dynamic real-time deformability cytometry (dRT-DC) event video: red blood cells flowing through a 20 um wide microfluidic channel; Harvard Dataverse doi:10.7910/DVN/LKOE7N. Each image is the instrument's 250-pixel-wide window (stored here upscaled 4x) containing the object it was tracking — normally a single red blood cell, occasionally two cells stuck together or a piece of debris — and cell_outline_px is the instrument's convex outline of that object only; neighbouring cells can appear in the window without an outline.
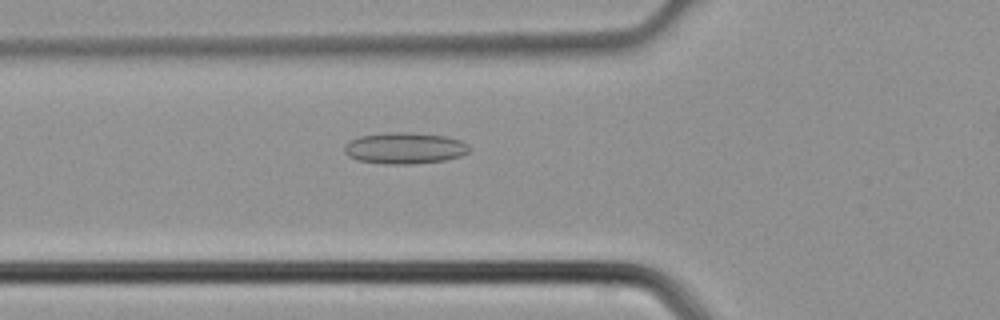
{"species": "common noctule bat (a hibernating species)", "species_latin": "Nyctalus noctula", "temperature_condition": "cold", "stored_images_in_passage": 2, "camera_frame_rate_fps": 3000, "um_per_image_px": 0.085, "animal": {"sex": "male", "body_mass_g": 21.5, "forearm_length_mm": 52.0}, "frame": {"image": 1, "passage_image": 2, "time_ms": 0.333, "image_size_px": [1000, 320], "cell_outline_px": [[472, 148], [468, 152], [460, 156], [444, 160], [412, 164], [384, 164], [356, 160], [348, 156], [344, 152], [344, 144], [360, 136], [396, 132], [408, 132], [444, 136], [460, 140], [468, 144]], "centroid_in_image_um": [34.4, 12.6], "position_along_channel_um": 91.4, "area_um2": 22.77}}